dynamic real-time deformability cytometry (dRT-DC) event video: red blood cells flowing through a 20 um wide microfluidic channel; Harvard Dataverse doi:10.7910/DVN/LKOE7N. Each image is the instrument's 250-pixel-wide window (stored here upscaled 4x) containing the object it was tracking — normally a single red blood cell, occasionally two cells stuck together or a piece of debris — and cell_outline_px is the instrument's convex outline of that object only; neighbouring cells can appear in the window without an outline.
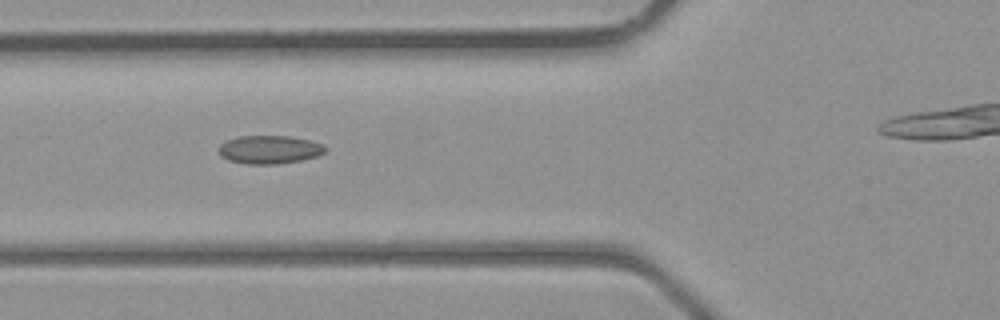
{"species": "common noctule bat (a hibernating species)", "species_latin": "Nyctalus noctula", "temperature_condition": "room temperature", "stored_images_in_passage": 6, "camera_frame_rate_fps": 3000, "um_per_image_px": 0.085, "animal": {"sex": "male", "body_mass_g": 23.1, "forearm_length_mm": 52.7}, "frame": {"image": 1, "passage_image": 3, "time_ms": 0.667, "image_size_px": [1000, 320], "cell_outline_px": [[328, 148], [324, 152], [316, 156], [300, 160], [280, 164], [248, 164], [228, 160], [220, 156], [220, 144], [228, 140], [240, 136], [288, 136], [312, 140], [324, 144]], "centroid_in_image_um": [22.94, 12.71], "position_along_channel_um": 102.9, "area_um2": 17.57}}